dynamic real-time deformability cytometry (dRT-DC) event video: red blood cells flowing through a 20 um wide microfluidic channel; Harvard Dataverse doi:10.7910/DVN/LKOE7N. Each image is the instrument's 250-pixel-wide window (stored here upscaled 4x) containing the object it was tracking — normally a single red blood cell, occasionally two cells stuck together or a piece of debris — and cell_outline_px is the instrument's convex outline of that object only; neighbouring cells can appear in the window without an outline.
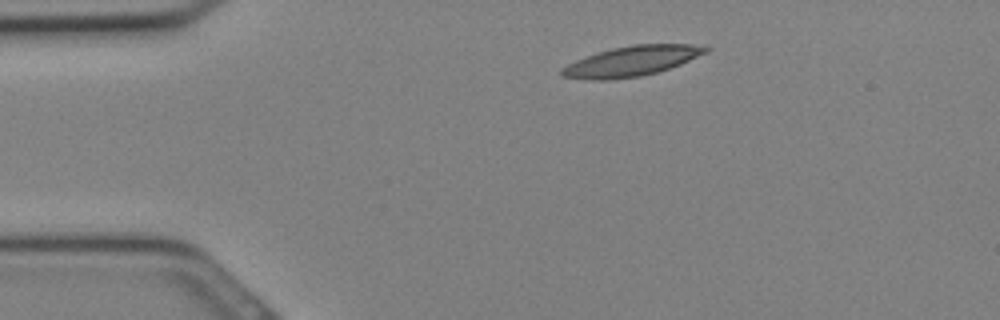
{"species": "Egyptian fruit bat (a non-hibernating species)", "species_latin": "Rousettus aegyptiacus", "temperature_condition": "cold", "stored_images_in_passage": 15, "camera_frame_rate_fps": 3000, "um_per_image_px": 0.085, "animal": {"sex": "female"}, "frame": {"image": 1, "passage_image": 2, "time_ms": 0.333, "image_size_px": [1000, 320], "cell_outline_px": [[712, 48], [708, 52], [680, 64], [656, 72], [640, 76], [608, 80], [588, 80], [560, 76], [560, 68], [576, 60], [612, 48], [636, 44], [692, 44]], "centroid_in_image_um": [53.67, 5.2], "position_along_channel_um": 31.3, "area_um2": 25.03}}
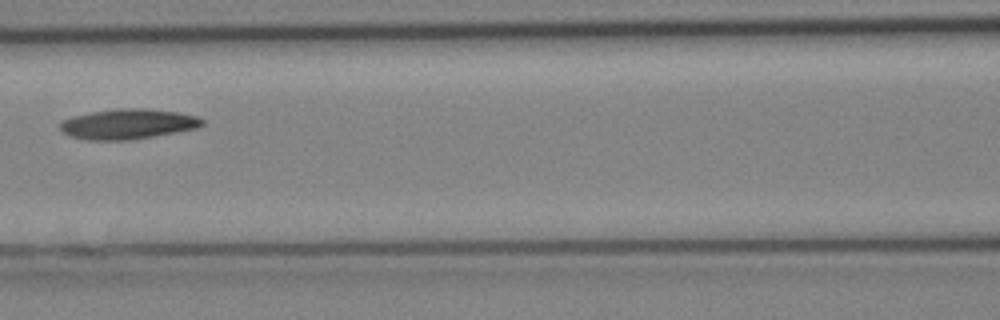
{"frame": {"image": 2, "passage_image": 10, "time_ms": 3.0, "image_size_px": [1000, 320], "cell_outline_px": [[204, 124], [196, 128], [176, 132], [128, 140], [88, 140], [68, 136], [60, 128], [60, 124], [64, 120], [72, 116], [92, 112], [116, 108], [140, 108], [176, 112], [196, 116], [204, 120]], "centroid_in_image_um": [10.85, 10.54], "position_along_channel_um": 155.7, "area_um2": 24.74}}
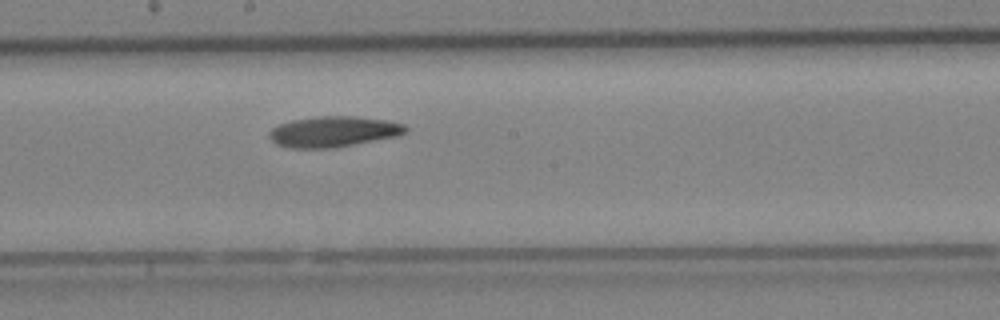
{"frame": {"image": 3, "passage_image": 13, "time_ms": 4.0, "image_size_px": [1000, 320], "cell_outline_px": [[408, 132], [396, 136], [336, 148], [288, 148], [276, 144], [268, 136], [268, 132], [272, 128], [280, 124], [292, 120], [316, 116], [356, 116], [384, 120], [404, 124], [408, 128]], "centroid_in_image_um": [28.33, 11.19], "position_along_channel_um": 219.9, "area_um2": 24.51}}